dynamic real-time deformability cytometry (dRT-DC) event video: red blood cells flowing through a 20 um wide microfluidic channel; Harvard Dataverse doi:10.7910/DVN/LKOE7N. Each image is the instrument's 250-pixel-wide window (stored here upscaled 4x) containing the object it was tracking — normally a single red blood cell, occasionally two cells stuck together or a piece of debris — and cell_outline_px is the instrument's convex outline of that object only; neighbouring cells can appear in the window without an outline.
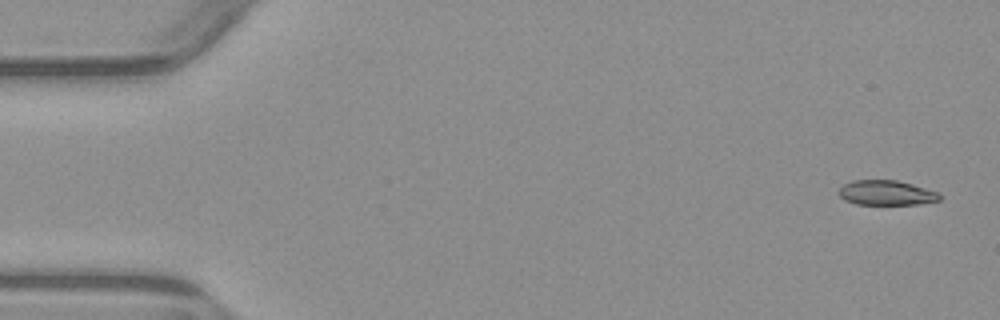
{"species": "common noctule bat (a hibernating species)", "species_latin": "Nyctalus noctula", "temperature_condition": "warm", "stored_images_in_passage": 4, "camera_frame_rate_fps": 3000, "um_per_image_px": 0.085, "animal": {"sex": "male", "body_mass_g": 23.1, "forearm_length_mm": 52.7}, "frame": {"image": 1, "passage_image": 1, "time_ms": 0.0, "image_size_px": [1000, 320], "cell_outline_px": [[940, 200], [916, 204], [856, 204], [844, 200], [840, 196], [840, 188], [844, 184], [852, 180], [896, 180], [912, 184], [940, 192]], "centroid_in_image_um": [75.35, 16.38], "position_along_channel_um": 9.7, "area_um2": 14.51}}
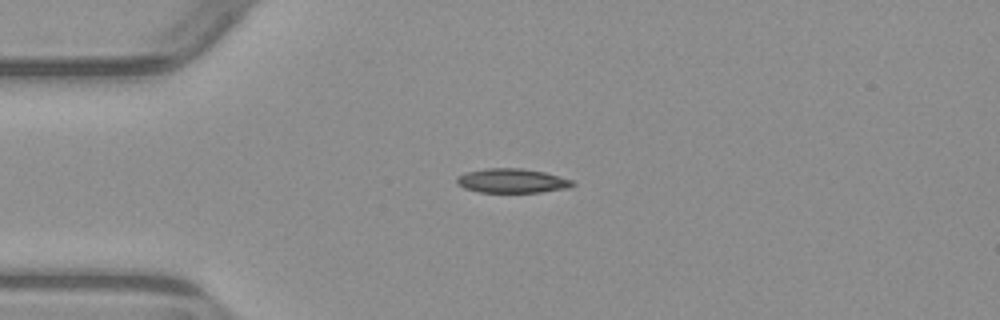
{"frame": {"image": 2, "passage_image": 4, "time_ms": 3.667, "image_size_px": [1000, 320], "cell_outline_px": [[576, 184], [572, 188], [540, 192], [480, 192], [464, 188], [456, 184], [456, 176], [468, 172], [488, 168], [520, 168], [544, 172], [572, 180]], "centroid_in_image_um": [43.54, 15.37], "position_along_channel_um": 41.5, "area_um2": 16.42}}